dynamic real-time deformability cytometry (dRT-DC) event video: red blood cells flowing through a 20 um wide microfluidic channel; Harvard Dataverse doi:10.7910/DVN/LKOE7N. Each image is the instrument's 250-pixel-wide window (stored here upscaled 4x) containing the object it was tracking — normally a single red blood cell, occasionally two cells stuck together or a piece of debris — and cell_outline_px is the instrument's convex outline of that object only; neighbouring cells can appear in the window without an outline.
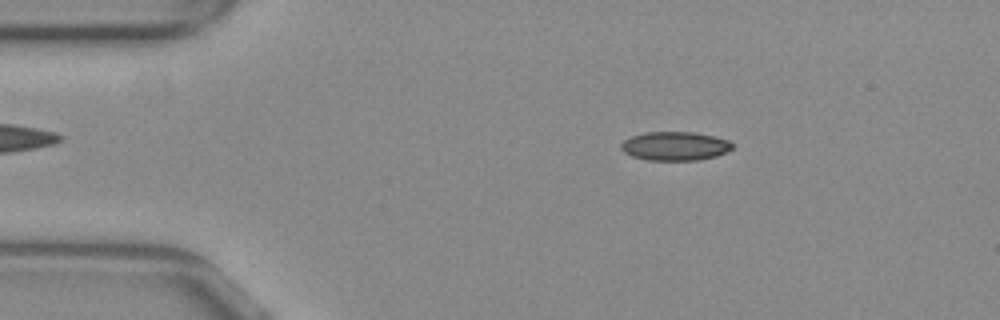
{"species": "common noctule bat (a hibernating species)", "species_latin": "Nyctalus noctula", "temperature_condition": "warm", "stored_images_in_passage": 49, "camera_frame_rate_fps": 3000, "um_per_image_px": 0.085, "animal": {"sex": "female", "body_mass_g": 29.2, "forearm_length_mm": 56.3}, "frame": {"image": 1, "passage_image": 5, "time_ms": 1.333, "image_size_px": [1000, 320], "cell_outline_px": [[732, 148], [728, 152], [716, 156], [700, 160], [648, 160], [632, 156], [624, 152], [620, 148], [620, 144], [624, 140], [632, 136], [644, 132], [692, 132], [712, 136], [728, 140], [732, 144]], "centroid_in_image_um": [57.36, 12.42], "position_along_channel_um": 27.6, "area_um2": 18.67}}
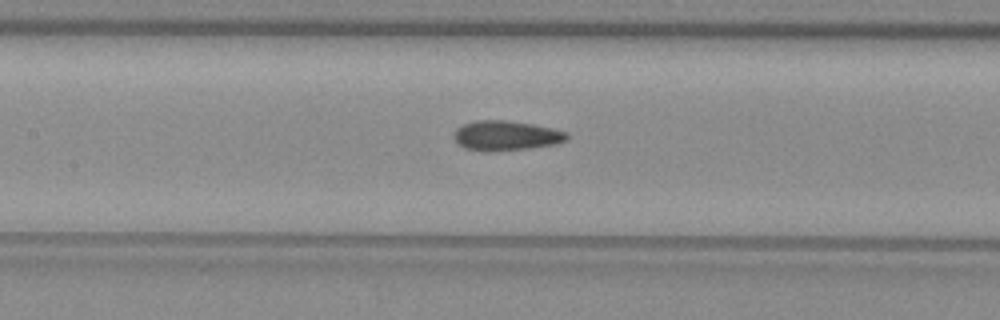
{"frame": {"image": 2, "passage_image": 20, "time_ms": 6.333, "image_size_px": [1000, 320], "cell_outline_px": [[568, 140], [556, 144], [532, 148], [492, 152], [484, 152], [464, 148], [452, 136], [456, 128], [464, 124], [476, 120], [504, 120], [532, 124], [552, 128], [568, 132]], "centroid_in_image_um": [43.02, 11.54], "position_along_channel_um": 164.4, "area_um2": 19.88}}
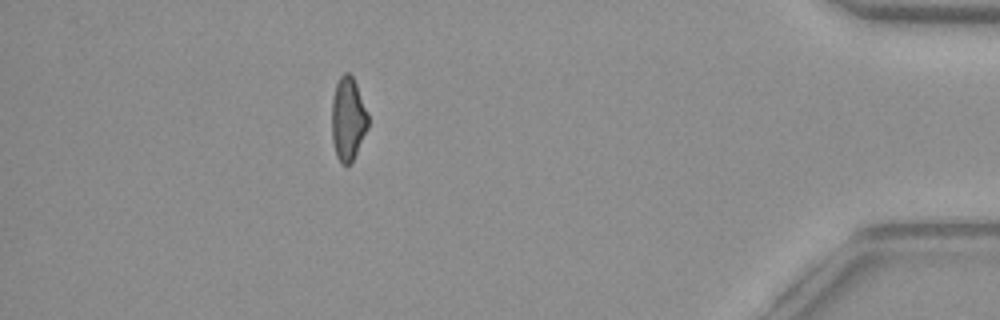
{"frame": {"image": 3, "passage_image": 43, "time_ms": 14.0, "image_size_px": [1000, 320], "cell_outline_px": [[368, 128], [352, 160], [348, 164], [340, 164], [336, 156], [332, 140], [332, 96], [336, 84], [340, 76], [344, 72], [348, 72], [352, 76], [356, 84], [368, 112]], "centroid_in_image_um": [29.57, 10.09], "position_along_channel_um": 405.6, "area_um2": 17.63}, "authors_computed_cell_mechanics": {"area_um2": 18.7272, "velocity_mm_per_s": 3.8679, "shape_relaxation_time_tau1_ms": null, "shape_relaxation_time_tau2_ms": 3.3744, "deformation_change_tau1": null, "deformation_change_tau2": 0.1023}}